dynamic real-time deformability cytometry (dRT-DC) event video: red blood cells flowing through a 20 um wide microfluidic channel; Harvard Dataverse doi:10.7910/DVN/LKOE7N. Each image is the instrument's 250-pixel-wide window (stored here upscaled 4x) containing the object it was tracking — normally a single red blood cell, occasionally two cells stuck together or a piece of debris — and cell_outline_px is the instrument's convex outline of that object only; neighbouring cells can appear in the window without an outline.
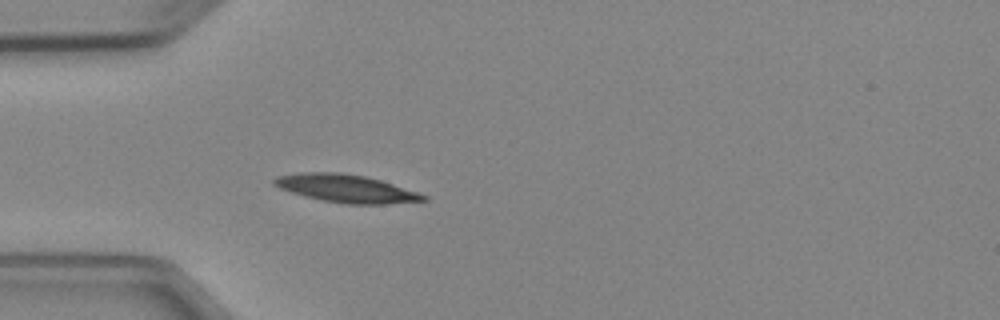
{"species": "Egyptian fruit bat (a non-hibernating species)", "species_latin": "Rousettus aegyptiacus", "temperature_condition": "cold", "stored_images_in_passage": 5, "camera_frame_rate_fps": 3000, "um_per_image_px": 0.085, "animal": {"sex": "female"}, "frame": {"image": 1, "passage_image": 5, "time_ms": 4.667, "image_size_px": [1000, 320], "cell_outline_px": [[428, 200], [384, 204], [344, 204], [304, 196], [280, 188], [272, 184], [272, 180], [276, 176], [304, 172], [340, 172], [364, 176], [380, 180], [428, 196]], "centroid_in_image_um": [29.39, 16.02], "position_along_channel_um": 55.6, "area_um2": 23.99}}